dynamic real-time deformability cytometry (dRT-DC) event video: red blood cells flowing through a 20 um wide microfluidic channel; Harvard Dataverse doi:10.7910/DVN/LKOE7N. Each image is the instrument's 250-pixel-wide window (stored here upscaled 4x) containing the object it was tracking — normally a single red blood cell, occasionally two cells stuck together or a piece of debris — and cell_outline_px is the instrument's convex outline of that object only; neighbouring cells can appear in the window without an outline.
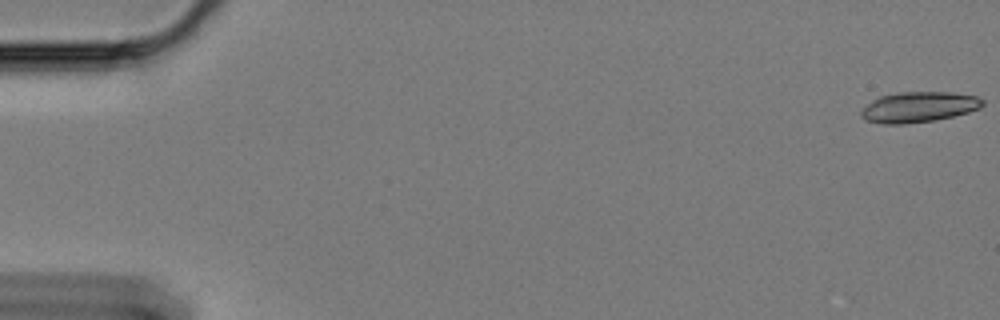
{"species": "Egyptian fruit bat (a non-hibernating species)", "species_latin": "Rousettus aegyptiacus", "temperature_condition": "cold", "stored_images_in_passage": 50, "camera_frame_rate_fps": 3000, "um_per_image_px": 0.085, "animal": {"sex": "female"}, "frame": {"image": 1, "passage_image": 1, "time_ms": 0.0, "image_size_px": [1000, 320], "cell_outline_px": [[984, 104], [980, 108], [968, 112], [936, 120], [904, 124], [884, 124], [868, 120], [860, 116], [860, 112], [872, 100], [880, 96], [896, 92], [952, 92], [976, 96], [984, 100]], "centroid_in_image_um": [78.1, 9.09], "position_along_channel_um": 6.9, "area_um2": 21.56}}
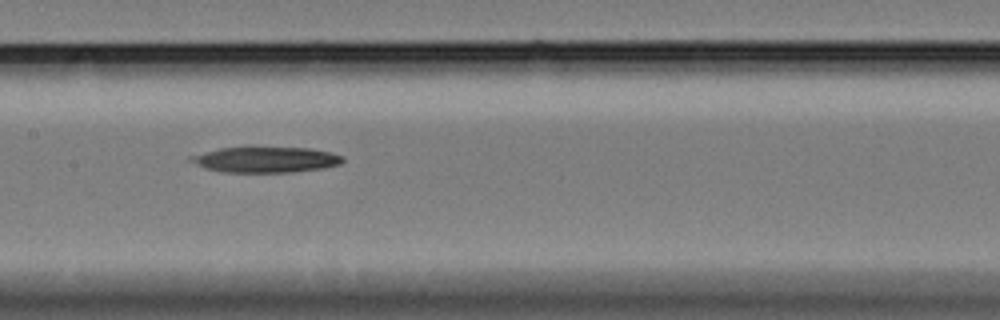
{"frame": {"image": 2, "passage_image": 30, "time_ms": 9.667, "image_size_px": [1000, 320], "cell_outline_px": [[344, 160], [340, 164], [324, 168], [292, 172], [220, 172], [204, 168], [188, 160], [188, 156], [220, 148], [248, 144], [252, 144], [308, 148], [332, 152], [344, 156]], "centroid_in_image_um": [22.55, 13.52], "position_along_channel_um": 184.8, "area_um2": 23.99}}
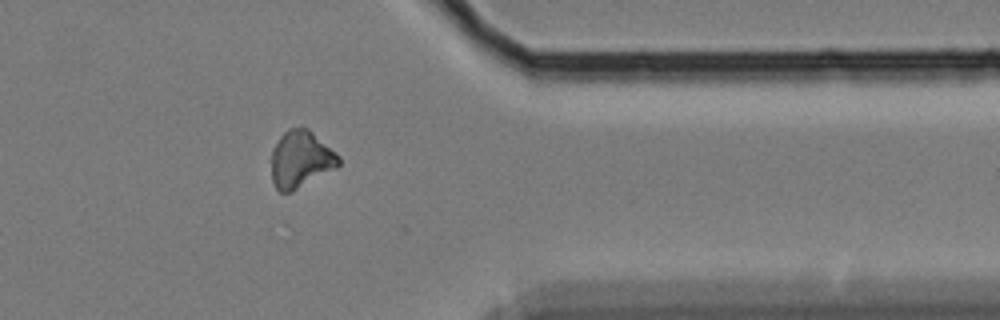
{"frame": {"image": 3, "passage_image": 49, "time_ms": 16.0, "image_size_px": [1000, 320], "cell_outline_px": [[340, 164], [336, 168], [292, 192], [280, 192], [276, 188], [272, 180], [272, 148], [280, 136], [288, 128], [308, 128], [336, 152], [340, 156]], "centroid_in_image_um": [25.56, 13.54], "position_along_channel_um": 385.8, "area_um2": 22.37}}